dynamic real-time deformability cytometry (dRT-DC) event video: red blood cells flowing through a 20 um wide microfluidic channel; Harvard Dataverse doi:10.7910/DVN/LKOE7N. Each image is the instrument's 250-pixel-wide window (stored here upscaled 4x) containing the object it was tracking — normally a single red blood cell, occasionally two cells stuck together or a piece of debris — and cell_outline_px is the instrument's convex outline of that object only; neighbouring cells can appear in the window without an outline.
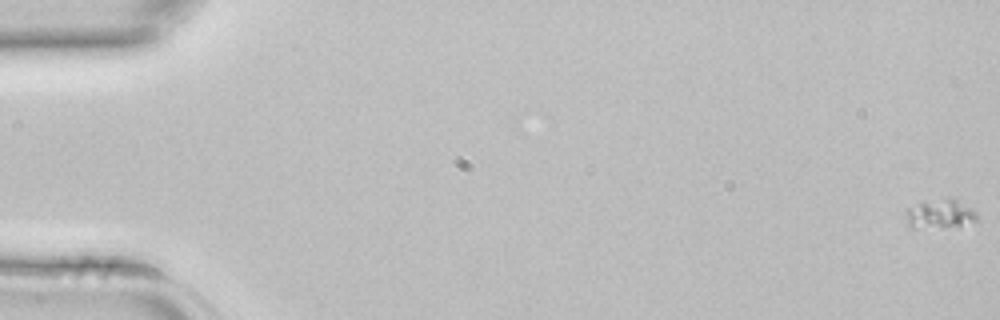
{"species": "common noctule bat (a hibernating species)", "species_latin": "Nyctalus noctula", "temperature_condition": "room temperature", "stored_images_in_passage": 4, "segment_of_instrument_passage": [2, 2], "camera_frame_rate_fps": 3000, "um_per_image_px": 0.085, "animal": {"sex": "female", "body_mass_g": 22.7, "forearm_length_mm": 54.2}, "frame": {"image": 1, "passage_image": 4, "time_ms": 1.0, "image_size_px": [1000, 320], "cell_outline_px": [[976, 220], [960, 224], [912, 228], [908, 228], [904, 212], [908, 208], [920, 204], [956, 196], [972, 208], [976, 212]], "centroid_in_image_um": [79.88, 18.15], "position_along_channel_um": 5.1, "area_um2": 11.62}}